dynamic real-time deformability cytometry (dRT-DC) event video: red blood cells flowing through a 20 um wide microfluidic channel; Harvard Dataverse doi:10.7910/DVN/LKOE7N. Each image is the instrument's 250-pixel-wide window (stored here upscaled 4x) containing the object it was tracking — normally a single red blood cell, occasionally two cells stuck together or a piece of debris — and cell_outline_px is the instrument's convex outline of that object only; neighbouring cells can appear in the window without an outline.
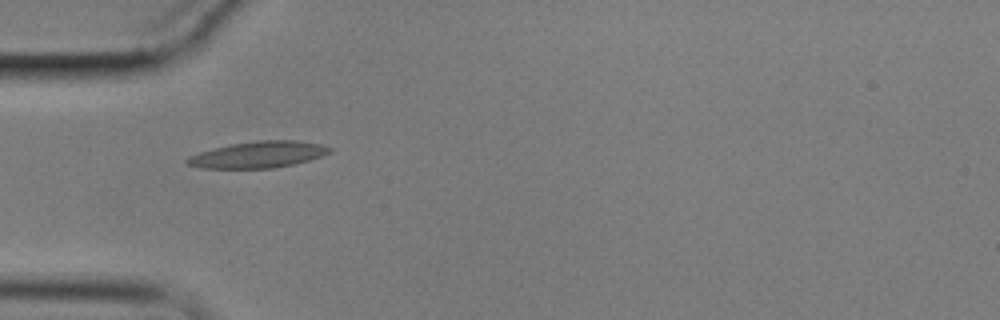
{"species": "common noctule bat (a hibernating species)", "species_latin": "Nyctalus noctula", "temperature_condition": "cold", "stored_images_in_passage": 41, "camera_frame_rate_fps": 3000, "um_per_image_px": 0.085, "animal": {"sex": "male", "body_mass_g": 17.9}, "frame": {"image": 1, "passage_image": 1, "time_ms": 0.0, "image_size_px": [1000, 320], "cell_outline_px": [[332, 152], [324, 156], [292, 164], [272, 168], [200, 168], [184, 164], [184, 160], [188, 156], [200, 152], [232, 144], [256, 140], [296, 140], [320, 144], [332, 148]], "centroid_in_image_um": [21.94, 13.14], "position_along_channel_um": 63.1, "area_um2": 21.96}}
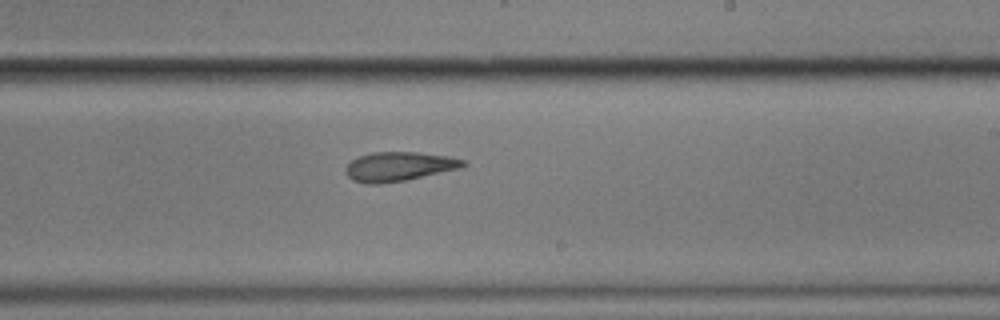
{"frame": {"image": 2, "passage_image": 18, "time_ms": 5.667, "image_size_px": [1000, 320], "cell_outline_px": [[468, 164], [460, 168], [408, 180], [380, 184], [364, 184], [352, 180], [348, 176], [344, 168], [352, 160], [360, 156], [372, 152], [416, 152], [448, 156], [464, 160]], "centroid_in_image_um": [33.9, 14.16], "position_along_channel_um": 255.1, "area_um2": 20.11}}
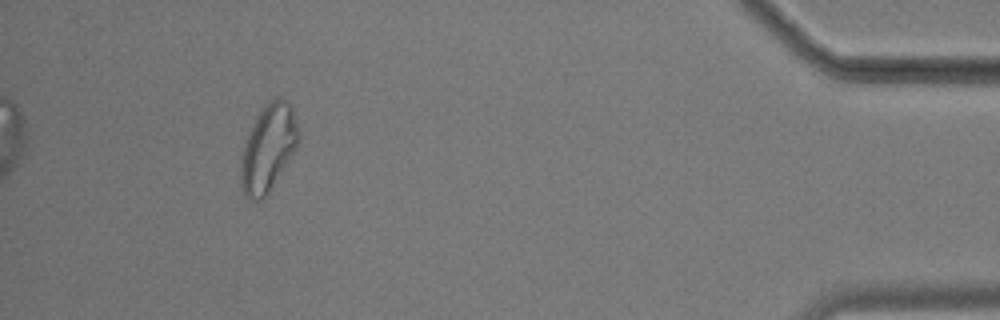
{"frame": {"image": 3, "passage_image": 37, "time_ms": 12.0, "image_size_px": [1000, 320], "cell_outline_px": [[300, 140], [296, 148], [268, 192], [260, 200], [252, 200], [244, 196], [240, 184], [240, 164], [244, 144], [256, 116], [260, 108], [276, 96], [280, 96], [288, 100], [292, 108], [300, 132]], "centroid_in_image_um": [22.8, 12.54], "position_along_channel_um": 412.4, "area_um2": 29.25}, "authors_computed_cell_mechanics": {"area_um2": 20.1144, "velocity_mm_per_s": 3.4163, "shape_relaxation_time_tau1_ms": null, "shape_relaxation_time_tau2_ms": 7.3648, "deformation_change_tau1": null, "deformation_change_tau2": 0.1577}}